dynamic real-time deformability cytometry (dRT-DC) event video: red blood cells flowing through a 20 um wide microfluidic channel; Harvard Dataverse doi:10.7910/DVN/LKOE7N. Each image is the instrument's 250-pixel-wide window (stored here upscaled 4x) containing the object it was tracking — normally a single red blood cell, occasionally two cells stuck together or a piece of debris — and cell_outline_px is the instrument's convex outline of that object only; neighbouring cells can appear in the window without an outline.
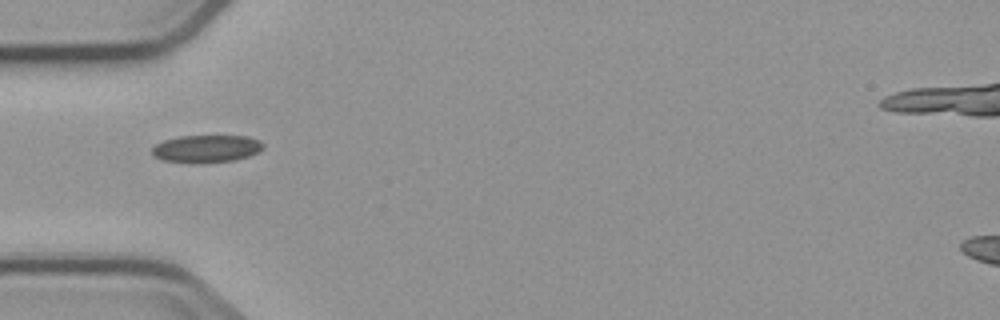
{"species": "common noctule bat (a hibernating species)", "species_latin": "Nyctalus noctula", "temperature_condition": "cold", "stored_images_in_passage": 2, "camera_frame_rate_fps": 3000, "um_per_image_px": 0.085, "animal": {"sex": "male", "body_mass_g": 23.1, "forearm_length_mm": 52.7}, "frame": {"image": 1, "passage_image": 1, "time_ms": 0.0, "image_size_px": [1000, 320], "cell_outline_px": [[264, 148], [260, 152], [248, 156], [232, 160], [196, 164], [192, 164], [164, 160], [152, 156], [152, 148], [156, 144], [164, 140], [180, 136], [248, 136], [260, 140], [264, 144]], "centroid_in_image_um": [17.55, 12.65], "position_along_channel_um": 67.4, "area_um2": 18.03}}
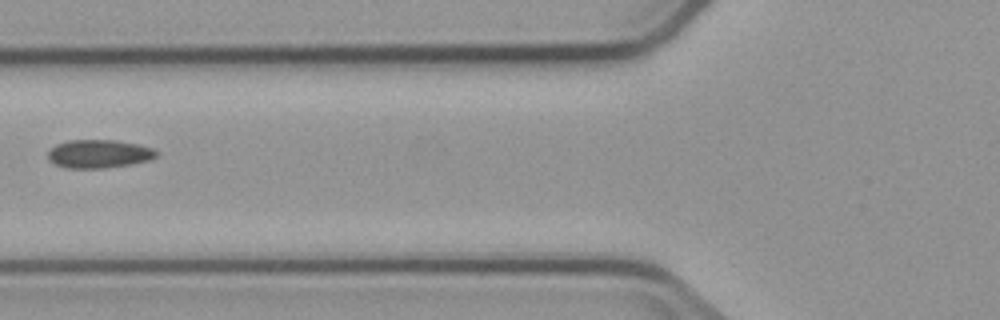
{"frame": {"image": 2, "passage_image": 2, "time_ms": 1.333, "image_size_px": [1000, 320], "cell_outline_px": [[160, 152], [156, 156], [148, 160], [128, 164], [104, 168], [64, 168], [48, 160], [48, 152], [56, 144], [68, 140], [116, 140], [140, 144], [152, 148]], "centroid_in_image_um": [8.4, 13.07], "position_along_channel_um": 117.4, "area_um2": 17.92}}